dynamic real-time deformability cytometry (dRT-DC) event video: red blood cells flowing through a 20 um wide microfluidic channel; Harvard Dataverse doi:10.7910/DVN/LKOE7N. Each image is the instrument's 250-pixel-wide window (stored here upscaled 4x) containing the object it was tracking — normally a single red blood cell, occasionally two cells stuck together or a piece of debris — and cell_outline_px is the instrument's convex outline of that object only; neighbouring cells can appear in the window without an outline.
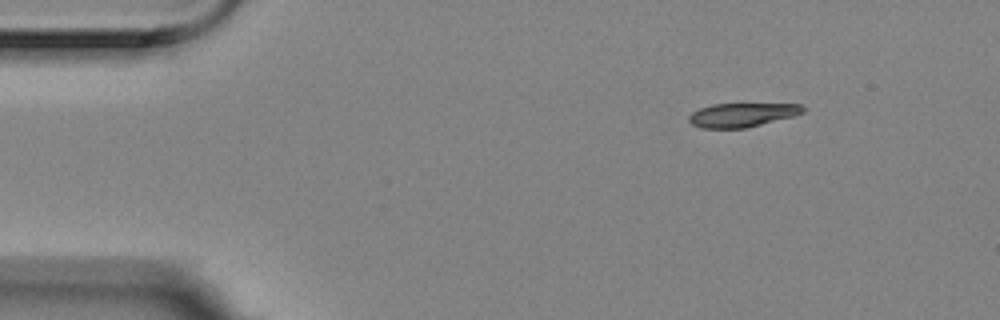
{"species": "Egyptian fruit bat (a non-hibernating species)", "species_latin": "Rousettus aegyptiacus", "temperature_condition": "room temperature", "stored_images_in_passage": 9, "camera_frame_rate_fps": 3000, "um_per_image_px": 0.085, "animal": {"sex": "female"}, "frame": {"image": 1, "passage_image": 1, "time_ms": 0.0, "image_size_px": [1000, 320], "cell_outline_px": [[804, 112], [792, 116], [744, 128], [700, 128], [692, 124], [688, 120], [688, 116], [692, 112], [700, 108], [712, 104], [804, 104]], "centroid_in_image_um": [63.04, 9.76], "position_along_channel_um": 22.0, "area_um2": 15.72}}
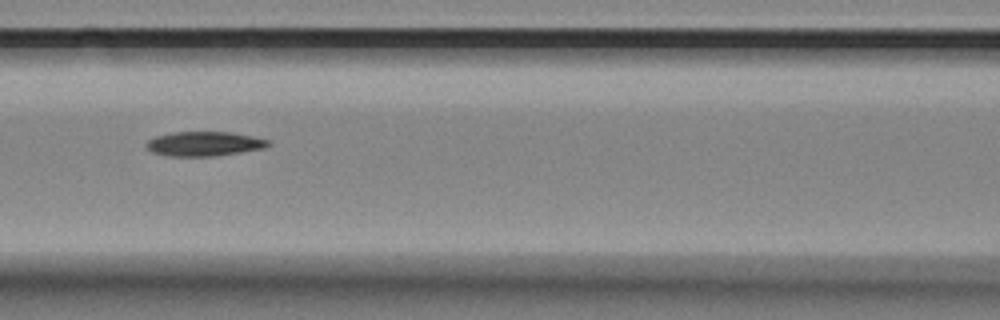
{"frame": {"image": 2, "passage_image": 6, "time_ms": 1.667, "image_size_px": [1000, 320], "cell_outline_px": [[272, 144], [264, 148], [216, 156], [168, 156], [152, 152], [144, 148], [144, 144], [148, 140], [156, 136], [172, 132], [232, 132], [256, 136], [272, 140]], "centroid_in_image_um": [17.38, 12.22], "position_along_channel_um": 149.2, "area_um2": 17.74}}
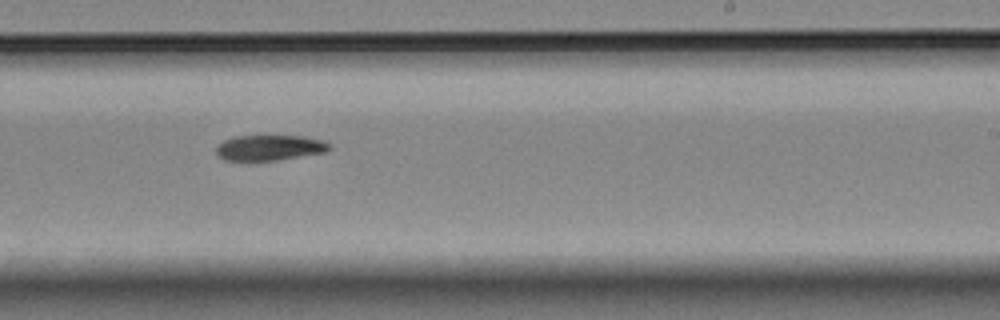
{"frame": {"image": 3, "passage_image": 9, "time_ms": 2.667, "image_size_px": [1000, 320], "cell_outline_px": [[332, 148], [324, 152], [276, 160], [224, 160], [216, 152], [216, 148], [224, 140], [232, 136], [304, 136], [320, 140], [328, 144]], "centroid_in_image_um": [22.89, 12.55], "position_along_channel_um": 266.1, "area_um2": 16.47}}